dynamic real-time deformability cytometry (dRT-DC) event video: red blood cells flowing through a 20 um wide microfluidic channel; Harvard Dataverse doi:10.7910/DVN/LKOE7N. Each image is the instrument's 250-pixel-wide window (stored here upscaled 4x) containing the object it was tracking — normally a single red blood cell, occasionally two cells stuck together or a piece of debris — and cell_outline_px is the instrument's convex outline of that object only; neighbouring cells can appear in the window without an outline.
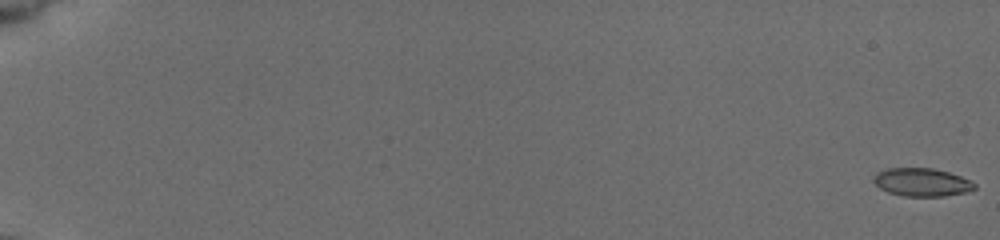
{"species": "common noctule bat (a hibernating species)", "species_latin": "Nyctalus noctula", "temperature_condition": "cold", "stored_images_in_passage": 49, "camera_frame_rate_fps": 3000, "um_per_image_px": 0.085, "animal": {"sex": "female", "body_mass_g": 19.5, "forearm_length_mm": 54.1}, "frame": {"image": 1, "passage_image": 1, "time_ms": 0.0, "image_size_px": [1000, 240], "cell_outline_px": [[976, 188], [964, 192], [944, 196], [904, 196], [888, 192], [880, 188], [872, 180], [876, 172], [884, 168], [932, 168], [948, 172], [960, 176], [976, 184]], "centroid_in_image_um": [78.31, 15.48], "position_along_channel_um": 6.7, "area_um2": 16.47}}
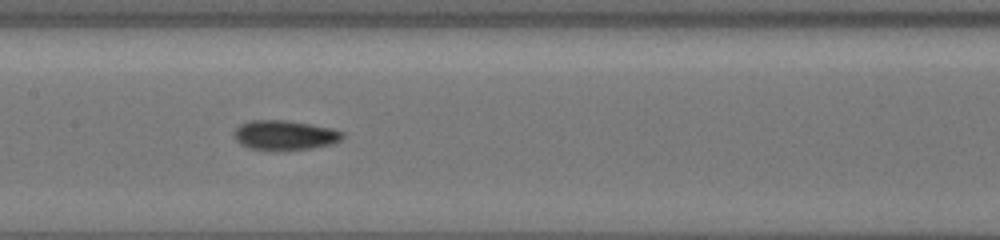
{"frame": {"image": 2, "passage_image": 28, "time_ms": 9.0, "image_size_px": [1000, 240], "cell_outline_px": [[344, 136], [340, 140], [332, 144], [308, 148], [248, 148], [240, 144], [232, 136], [232, 132], [240, 124], [248, 120], [284, 120], [308, 124], [328, 128], [344, 132]], "centroid_in_image_um": [24.14, 11.45], "position_along_channel_um": 183.3, "area_um2": 18.15}}
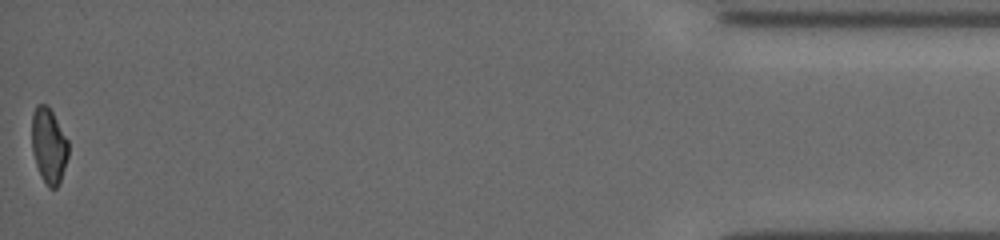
{"frame": {"image": 3, "passage_image": 49, "time_ms": 16.0, "image_size_px": [1000, 240], "cell_outline_px": [[68, 156], [60, 180], [56, 188], [48, 188], [36, 164], [32, 148], [32, 112], [36, 104], [48, 104], [68, 140]], "centroid_in_image_um": [4.14, 12.32], "position_along_channel_um": 431.1, "area_um2": 15.9}, "authors_computed_cell_mechanics": {"area_um2": 17.1666, "velocity_mm_per_s": 3.9291, "shape_relaxation_time_tau1_ms": 8.5776, "shape_relaxation_time_tau2_ms": 0.6265, "deformation_change_tau1": 0.2027, "deformation_change_tau2": 0.0571}}